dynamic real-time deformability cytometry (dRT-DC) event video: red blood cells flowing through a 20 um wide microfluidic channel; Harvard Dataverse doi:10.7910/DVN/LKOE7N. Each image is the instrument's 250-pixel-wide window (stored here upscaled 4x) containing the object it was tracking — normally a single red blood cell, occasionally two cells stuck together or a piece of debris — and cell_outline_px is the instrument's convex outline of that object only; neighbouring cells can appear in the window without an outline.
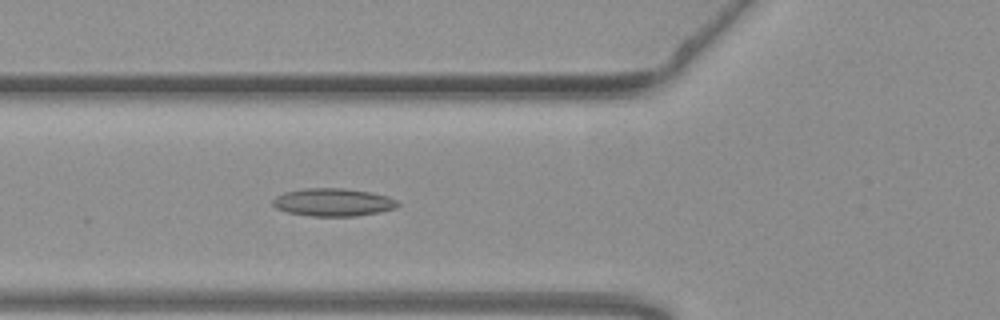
{"species": "common noctule bat (a hibernating species)", "species_latin": "Nyctalus noctula", "temperature_condition": "warm", "stored_images_in_passage": 53, "camera_frame_rate_fps": 3000, "um_per_image_px": 0.085, "animal": {"sex": "female", "body_mass_g": 19.3, "forearm_length_mm": 54.1}, "frame": {"image": 1, "passage_image": 19, "time_ms": 6.0, "image_size_px": [1000, 320], "cell_outline_px": [[400, 204], [396, 208], [380, 212], [356, 216], [312, 216], [288, 212], [276, 208], [272, 204], [272, 200], [276, 196], [284, 192], [304, 188], [344, 188], [372, 192], [388, 196], [400, 200]], "centroid_in_image_um": [28.36, 17.18], "position_along_channel_um": 97.4, "area_um2": 20.52}}
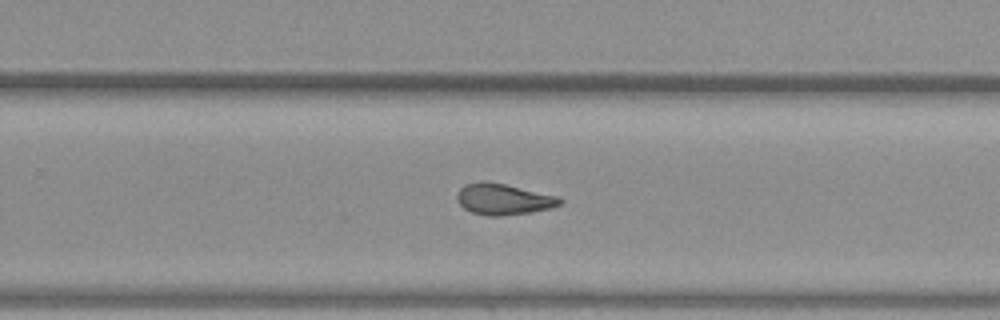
{"frame": {"image": 2, "passage_image": 34, "time_ms": 11.0, "image_size_px": [1000, 320], "cell_outline_px": [[564, 204], [552, 208], [532, 212], [500, 216], [488, 216], [472, 212], [464, 208], [456, 200], [456, 192], [464, 184], [480, 180], [484, 180], [504, 184], [560, 196], [564, 200]], "centroid_in_image_um": [42.81, 16.92], "position_along_channel_um": 287.0, "area_um2": 19.07}}
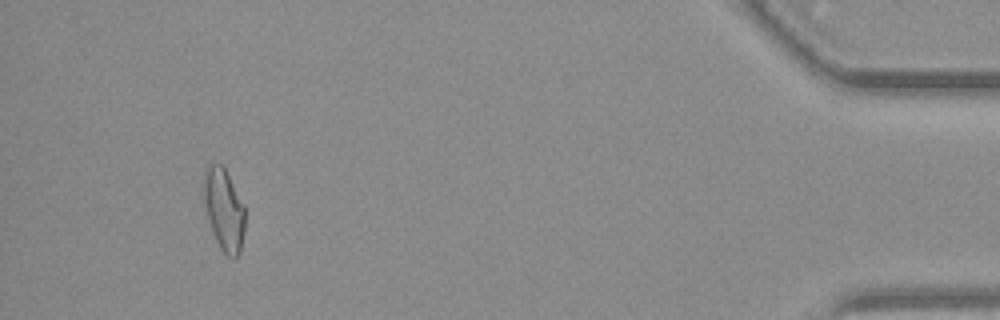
{"frame": {"image": 3, "passage_image": 50, "time_ms": 16.333, "image_size_px": [1000, 320], "cell_outline_px": [[244, 228], [240, 252], [232, 260], [220, 248], [212, 232], [208, 220], [204, 204], [204, 168], [208, 164], [220, 164], [224, 168], [244, 204]], "centroid_in_image_um": [19.02, 17.82], "position_along_channel_um": 416.2, "area_um2": 19.59}, "authors_computed_cell_mechanics": {"area_um2": 19.3052, "velocity_mm_per_s": 3.7882, "shape_relaxation_time_tau1_ms": null, "shape_relaxation_time_tau2_ms": 4.1104, "deformation_change_tau1": null, "deformation_change_tau2": 0.107}}